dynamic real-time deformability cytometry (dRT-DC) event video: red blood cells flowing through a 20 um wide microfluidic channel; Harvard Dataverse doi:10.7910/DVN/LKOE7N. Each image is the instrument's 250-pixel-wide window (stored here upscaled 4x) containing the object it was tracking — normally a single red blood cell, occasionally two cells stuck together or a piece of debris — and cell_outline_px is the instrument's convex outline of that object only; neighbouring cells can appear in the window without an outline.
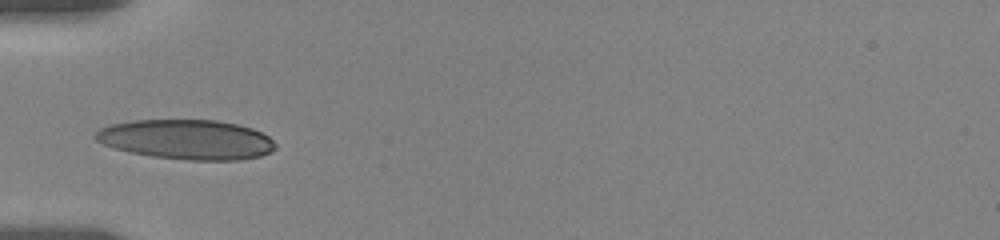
{"species": "human", "species_latin": "Homo sapiens", "temperature_condition": "room temperature", "stored_images_in_passage": 49, "camera_frame_rate_fps": 3000, "um_per_image_px": 0.085, "donor": {"sex": "female"}, "frame": {"image": 1, "passage_image": 1, "time_ms": 0.0, "image_size_px": [1000, 240], "cell_outline_px": [[276, 148], [260, 156], [240, 160], [188, 160], [152, 156], [132, 152], [116, 148], [104, 144], [96, 140], [92, 136], [100, 128], [112, 124], [132, 120], [216, 120], [236, 124], [252, 128], [268, 136], [276, 144]], "centroid_in_image_um": [15.87, 11.85], "position_along_channel_um": 69.1, "area_um2": 41.5}}
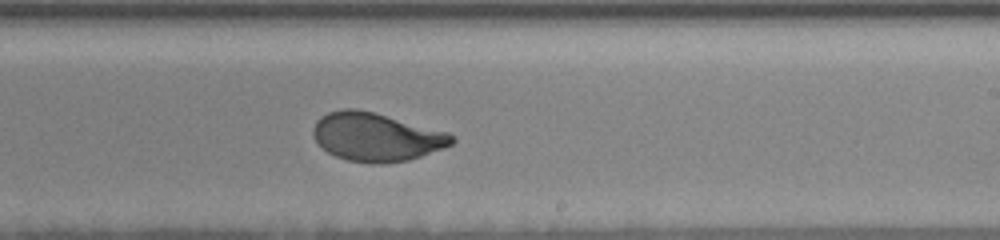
{"frame": {"image": 2, "passage_image": 25, "time_ms": 5.333, "image_size_px": [1000, 240], "cell_outline_px": [[456, 140], [452, 144], [420, 156], [408, 160], [376, 164], [372, 164], [348, 160], [336, 156], [328, 152], [316, 140], [312, 132], [312, 128], [316, 120], [320, 116], [328, 112], [340, 108], [356, 108], [372, 112], [448, 132]], "centroid_in_image_um": [31.94, 11.63], "position_along_channel_um": 257.1, "area_um2": 38.78}}
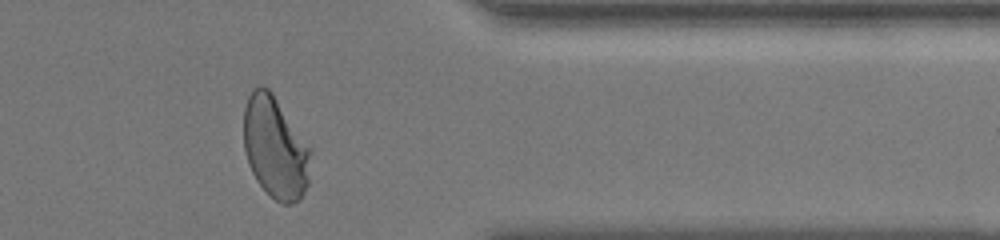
{"frame": {"image": 3, "passage_image": 43, "time_ms": 9.333, "image_size_px": [1000, 240], "cell_outline_px": [[312, 152], [308, 184], [300, 200], [292, 204], [280, 204], [256, 180], [248, 164], [244, 148], [244, 108], [248, 96], [252, 88], [260, 84], [268, 88], [272, 92]], "centroid_in_image_um": [23.38, 12.55], "position_along_channel_um": 388.0, "area_um2": 39.65}, "authors_computed_cell_mechanics": {"area_um2": 39.304, "velocity_mm_per_s": 3.5293, "shape_relaxation_time_tau1_ms": 5.6982, "shape_relaxation_time_tau2_ms": null, "deformation_change_tau1": 0.2147, "deformation_change_tau2": null}}